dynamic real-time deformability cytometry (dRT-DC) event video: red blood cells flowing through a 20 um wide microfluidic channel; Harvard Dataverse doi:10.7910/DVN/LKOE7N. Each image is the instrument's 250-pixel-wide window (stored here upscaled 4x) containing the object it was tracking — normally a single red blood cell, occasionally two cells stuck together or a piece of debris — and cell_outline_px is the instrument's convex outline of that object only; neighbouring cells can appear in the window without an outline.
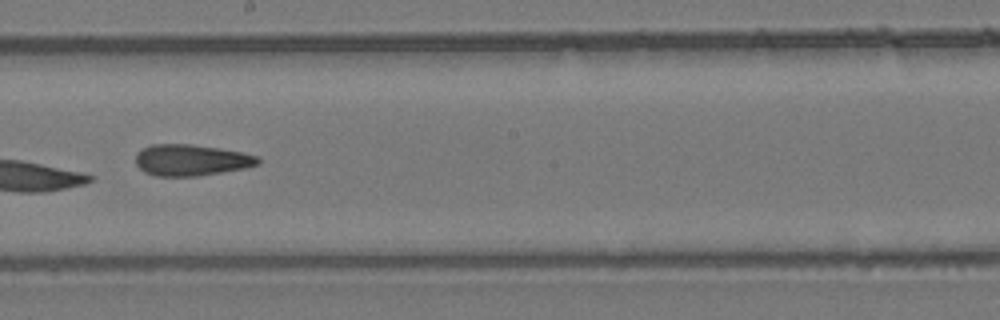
{"species": "common noctule bat (a hibernating species)", "species_latin": "Nyctalus noctula", "temperature_condition": "room temperature", "stored_images_in_passage": 9, "camera_frame_rate_fps": 3000, "um_per_image_px": 0.085, "animal": {"sex": "female", "body_mass_g": 24.6, "forearm_length_mm": 56.2}, "frame": {"image": 1, "passage_image": 9, "time_ms": 9.0, "image_size_px": [1000, 320], "cell_outline_px": [[260, 164], [244, 168], [196, 176], [156, 176], [144, 172], [136, 164], [136, 156], [144, 148], [152, 144], [192, 144], [240, 152], [256, 156], [260, 160]], "centroid_in_image_um": [16.23, 13.61], "position_along_channel_um": 232.0, "area_um2": 21.96}}